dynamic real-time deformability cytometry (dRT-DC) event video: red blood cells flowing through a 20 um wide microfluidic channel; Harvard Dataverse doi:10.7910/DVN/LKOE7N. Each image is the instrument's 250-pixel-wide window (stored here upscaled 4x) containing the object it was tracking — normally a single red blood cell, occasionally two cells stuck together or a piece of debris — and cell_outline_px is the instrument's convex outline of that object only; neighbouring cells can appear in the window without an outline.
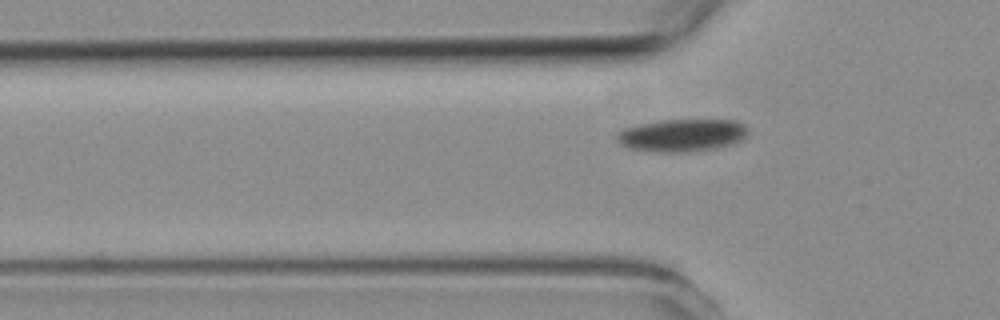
{"species": "common noctule bat (a hibernating species)", "species_latin": "Nyctalus noctula", "temperature_condition": "room temperature", "stored_images_in_passage": 6, "camera_frame_rate_fps": 3000, "um_per_image_px": 0.085, "animal": {"sex": "female", "body_mass_g": 19.3, "forearm_length_mm": 54.1}, "frame": {"image": 1, "passage_image": 6, "time_ms": 6.667, "image_size_px": [1000, 320], "cell_outline_px": [[748, 132], [740, 140], [732, 144], [716, 148], [688, 152], [652, 152], [628, 148], [620, 144], [616, 140], [616, 132], [624, 128], [640, 124], [660, 120], [736, 120], [744, 124], [748, 128]], "centroid_in_image_um": [57.93, 11.5], "position_along_channel_um": 67.9, "area_um2": 25.09}}